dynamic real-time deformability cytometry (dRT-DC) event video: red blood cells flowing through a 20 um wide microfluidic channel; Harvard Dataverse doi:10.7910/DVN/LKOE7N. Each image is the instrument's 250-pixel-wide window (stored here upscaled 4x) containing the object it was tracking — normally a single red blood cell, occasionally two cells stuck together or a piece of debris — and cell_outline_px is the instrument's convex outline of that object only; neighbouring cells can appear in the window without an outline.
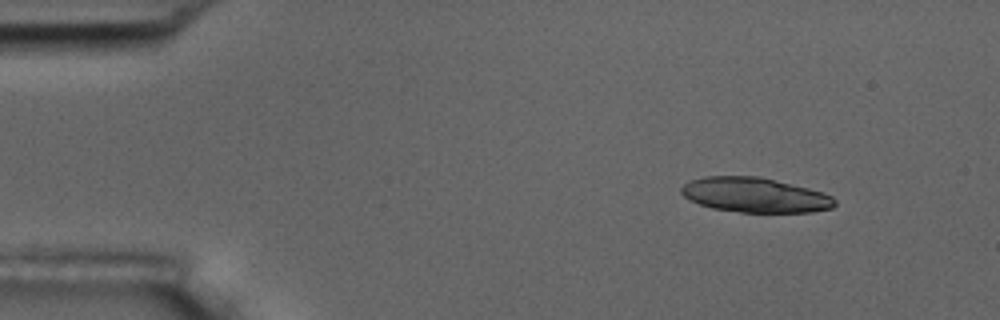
{"species": "common noctule bat (a hibernating species)", "species_latin": "Nyctalus noctula", "temperature_condition": "room temperature", "stored_images_in_passage": 4, "camera_frame_rate_fps": 3000, "um_per_image_px": 0.085, "animal": {"sex": "male", "body_mass_g": 17.5, "forearm_length_mm": 52.3}, "frame": {"image": 1, "passage_image": 1, "time_ms": 0.0, "image_size_px": [1000, 320], "cell_outline_px": [[836, 204], [832, 208], [812, 212], [740, 212], [712, 208], [688, 200], [680, 192], [680, 188], [684, 184], [692, 180], [704, 176], [760, 176], [808, 188], [832, 196], [836, 200]], "centroid_in_image_um": [64.15, 16.57], "position_along_channel_um": 20.9, "area_um2": 31.1}}